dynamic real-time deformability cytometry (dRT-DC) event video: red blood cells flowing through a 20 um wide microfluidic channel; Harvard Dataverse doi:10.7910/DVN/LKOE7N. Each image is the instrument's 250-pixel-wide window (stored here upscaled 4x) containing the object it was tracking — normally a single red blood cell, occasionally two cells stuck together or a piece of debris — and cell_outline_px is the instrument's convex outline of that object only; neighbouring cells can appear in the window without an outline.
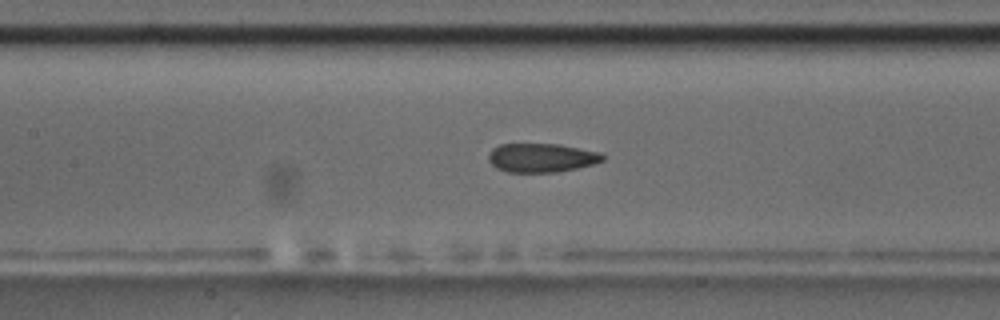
{"species": "common noctule bat (a hibernating species)", "species_latin": "Nyctalus noctula", "temperature_condition": "room temperature", "stored_images_in_passage": 51, "camera_frame_rate_fps": 3000, "um_per_image_px": 0.085, "animal": {"sex": "male", "body_mass_g": 17.5, "forearm_length_mm": 52.3}, "frame": {"image": 1, "passage_image": 22, "time_ms": 7.0, "image_size_px": [1000, 320], "cell_outline_px": [[604, 160], [592, 164], [576, 168], [556, 172], [508, 172], [496, 168], [488, 160], [488, 156], [492, 148], [500, 144], [560, 144], [600, 152], [604, 156]], "centroid_in_image_um": [46.01, 13.4], "position_along_channel_um": 161.4, "area_um2": 19.19}, "authors_computed_cell_mechanics": {"area_um2": 20.2878, "velocity_mm_per_s": 3.7258, "shape_relaxation_time_tau1_ms": null, "shape_relaxation_time_tau2_ms": 1.8816, "deformation_change_tau1": null, "deformation_change_tau2": 0.0867}}